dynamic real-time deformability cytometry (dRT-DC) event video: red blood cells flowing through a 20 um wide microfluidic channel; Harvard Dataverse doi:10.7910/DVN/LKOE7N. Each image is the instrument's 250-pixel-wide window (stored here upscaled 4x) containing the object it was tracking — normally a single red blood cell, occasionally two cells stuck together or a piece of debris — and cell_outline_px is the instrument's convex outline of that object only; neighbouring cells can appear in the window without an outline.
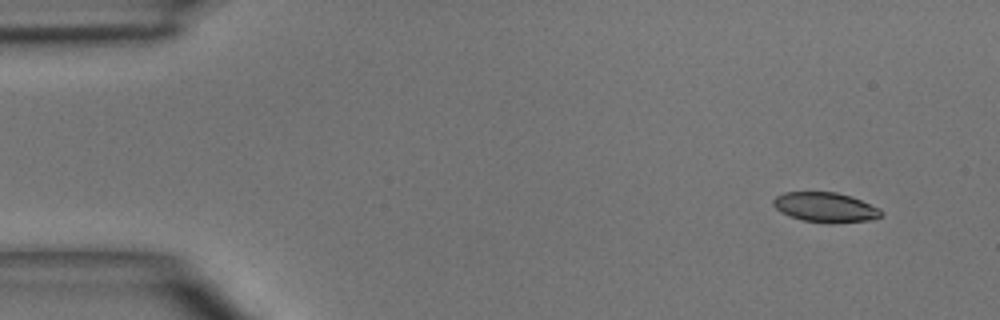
{"species": "common noctule bat (a hibernating species)", "species_latin": "Nyctalus noctula", "temperature_condition": "room temperature", "stored_images_in_passage": 3, "camera_frame_rate_fps": 3000, "um_per_image_px": 0.085, "animal": {"sex": "male", "body_mass_g": 15.6}, "frame": {"image": 1, "passage_image": 1, "time_ms": 0.0, "image_size_px": [1000, 320], "cell_outline_px": [[884, 216], [868, 220], [804, 220], [792, 216], [776, 208], [772, 204], [772, 200], [776, 196], [784, 192], [836, 192], [852, 196], [880, 208], [884, 212]], "centroid_in_image_um": [70.18, 17.55], "position_along_channel_um": 14.8, "area_um2": 17.86}}
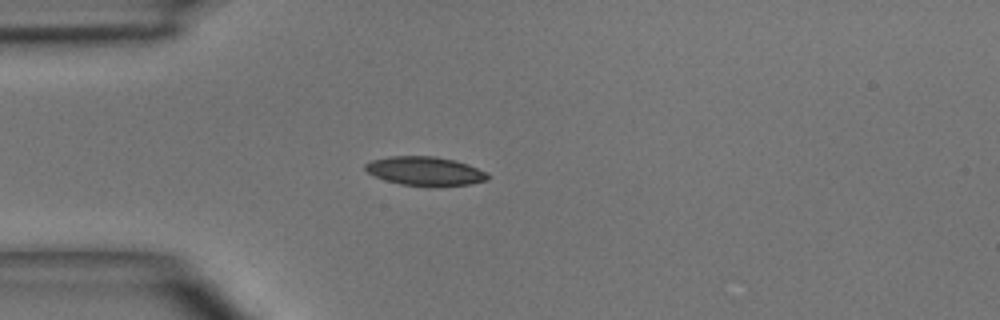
{"frame": {"image": 2, "passage_image": 3, "time_ms": 3.0, "image_size_px": [1000, 320], "cell_outline_px": [[488, 180], [468, 184], [400, 184], [376, 176], [368, 172], [364, 168], [364, 164], [372, 160], [388, 156], [436, 156], [456, 160], [468, 164], [488, 172]], "centroid_in_image_um": [36.14, 14.49], "position_along_channel_um": 48.9, "area_um2": 20.0}}